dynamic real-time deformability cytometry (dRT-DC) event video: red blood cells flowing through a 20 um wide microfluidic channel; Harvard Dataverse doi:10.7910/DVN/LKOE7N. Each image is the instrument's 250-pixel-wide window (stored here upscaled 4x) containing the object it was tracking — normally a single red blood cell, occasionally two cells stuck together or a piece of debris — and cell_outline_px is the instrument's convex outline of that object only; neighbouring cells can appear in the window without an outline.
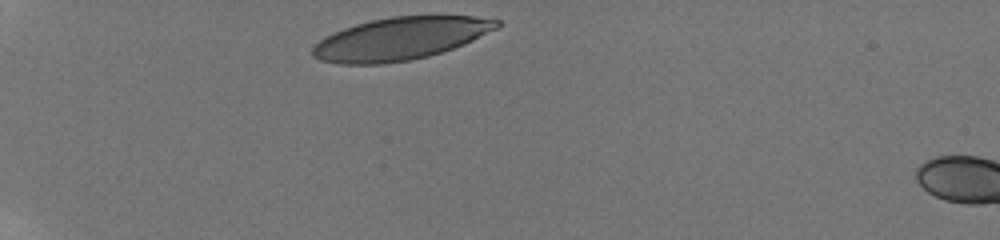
{"species": "human", "species_latin": "Homo sapiens", "temperature_condition": "room temperature", "stored_images_in_passage": 49, "camera_frame_rate_fps": 3000, "um_per_image_px": 0.085, "donor": {"sex": "male"}, "frame": {"image": 1, "passage_image": 1, "time_ms": 0.0, "image_size_px": [1000, 240], "cell_outline_px": [[500, 24], [496, 28], [464, 44], [428, 56], [408, 60], [384, 64], [340, 64], [320, 60], [312, 56], [312, 48], [324, 36], [344, 28], [356, 24], [372, 20], [392, 16], [436, 12], [472, 16], [500, 20]], "centroid_in_image_um": [34.06, 3.24], "position_along_channel_um": 50.9, "area_um2": 46.47}}
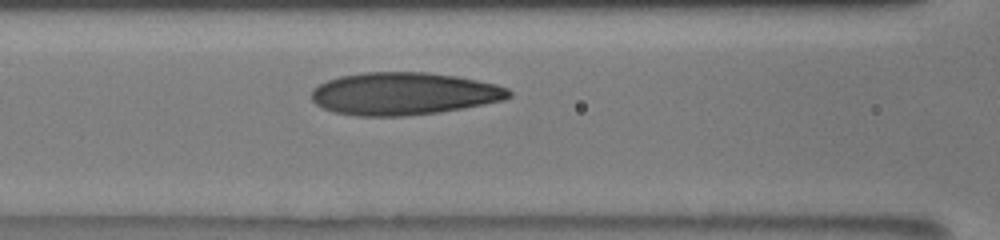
{"frame": {"image": 2, "passage_image": 10, "time_ms": 3.333, "image_size_px": [1000, 240], "cell_outline_px": [[512, 96], [504, 100], [464, 108], [440, 112], [404, 116], [356, 116], [332, 112], [316, 104], [312, 100], [312, 88], [328, 80], [340, 76], [364, 72], [428, 72], [456, 76], [496, 84], [508, 88], [512, 92]], "centroid_in_image_um": [34.33, 7.96], "position_along_channel_um": 132.3, "area_um2": 49.13}}
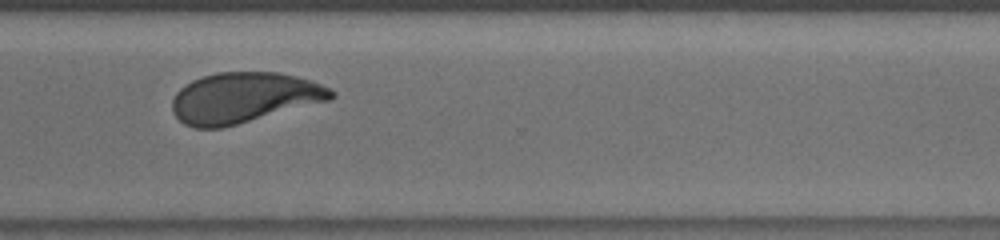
{"frame": {"image": 3, "passage_image": 33, "time_ms": 9.0, "image_size_px": [1000, 240], "cell_outline_px": [[336, 96], [328, 100], [236, 124], [220, 128], [196, 128], [184, 124], [172, 112], [172, 100], [176, 92], [180, 88], [192, 80], [216, 72], [280, 72], [312, 80], [336, 92]], "centroid_in_image_um": [20.7, 8.29], "position_along_channel_um": 349.9, "area_um2": 46.41}, "authors_computed_cell_mechanics": {"area_um2": 47.2226, "velocity_mm_per_s": 3.849, "shape_relaxation_time_tau1_ms": 4.7078, "shape_relaxation_time_tau2_ms": 1.1012, "deformation_change_tau1": 0.1806, "deformation_change_tau2": 0.0675}}